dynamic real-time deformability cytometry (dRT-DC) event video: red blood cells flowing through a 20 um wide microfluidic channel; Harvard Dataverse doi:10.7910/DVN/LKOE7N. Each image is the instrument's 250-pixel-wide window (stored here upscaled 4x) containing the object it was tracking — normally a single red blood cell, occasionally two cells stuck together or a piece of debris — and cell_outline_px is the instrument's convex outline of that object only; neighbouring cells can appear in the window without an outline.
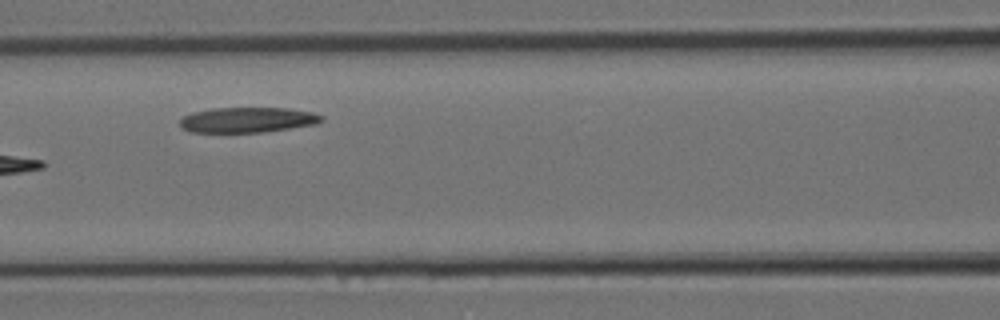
{"species": "Egyptian fruit bat (a non-hibernating species)", "species_latin": "Rousettus aegyptiacus", "temperature_condition": "room temperature", "stored_images_in_passage": 15, "camera_frame_rate_fps": 3000, "um_per_image_px": 0.085, "animal": {"sex": "female"}, "frame": {"image": 1, "passage_image": 11, "time_ms": 3.333, "image_size_px": [1000, 320], "cell_outline_px": [[324, 120], [316, 124], [264, 132], [192, 132], [184, 128], [180, 124], [180, 120], [184, 116], [192, 112], [212, 108], [288, 108], [312, 112], [324, 116]], "centroid_in_image_um": [21.07, 10.18], "position_along_channel_um": 145.5, "area_um2": 20.81}}
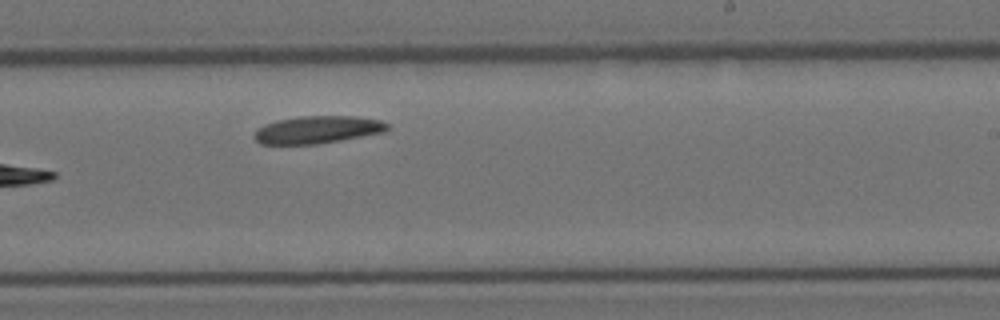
{"frame": {"image": 2, "passage_image": 15, "time_ms": 4.667, "image_size_px": [1000, 320], "cell_outline_px": [[392, 128], [384, 132], [340, 140], [316, 144], [260, 144], [252, 136], [256, 128], [264, 124], [276, 120], [300, 116], [356, 116], [380, 120], [388, 124]], "centroid_in_image_um": [26.96, 11.02], "position_along_channel_um": 262.0, "area_um2": 21.5}}